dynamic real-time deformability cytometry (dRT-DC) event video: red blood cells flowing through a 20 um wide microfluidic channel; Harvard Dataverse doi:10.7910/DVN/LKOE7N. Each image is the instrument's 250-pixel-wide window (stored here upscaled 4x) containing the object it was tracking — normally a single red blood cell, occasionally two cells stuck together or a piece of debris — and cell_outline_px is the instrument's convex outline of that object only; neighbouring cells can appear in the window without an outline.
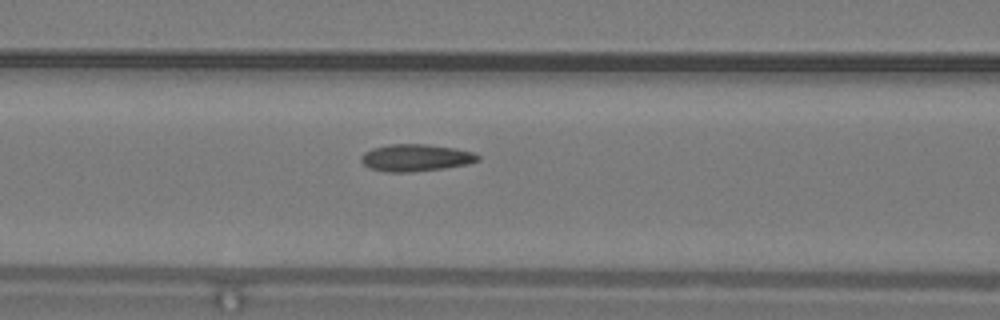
{"species": "common noctule bat (a hibernating species)", "species_latin": "Nyctalus noctula", "temperature_condition": "warm", "stored_images_in_passage": 15, "camera_frame_rate_fps": 3000, "um_per_image_px": 0.085, "animal": {"sex": "male", "body_mass_g": 19.2, "forearm_length_mm": 51.8}, "frame": {"image": 1, "passage_image": 5, "time_ms": 1.333, "image_size_px": [1000, 320], "cell_outline_px": [[480, 160], [468, 164], [444, 168], [412, 172], [384, 172], [368, 168], [360, 160], [360, 156], [364, 152], [372, 148], [388, 144], [428, 144], [456, 148], [476, 152], [480, 156]], "centroid_in_image_um": [35.34, 13.4], "position_along_channel_um": 131.3, "area_um2": 18.79}}
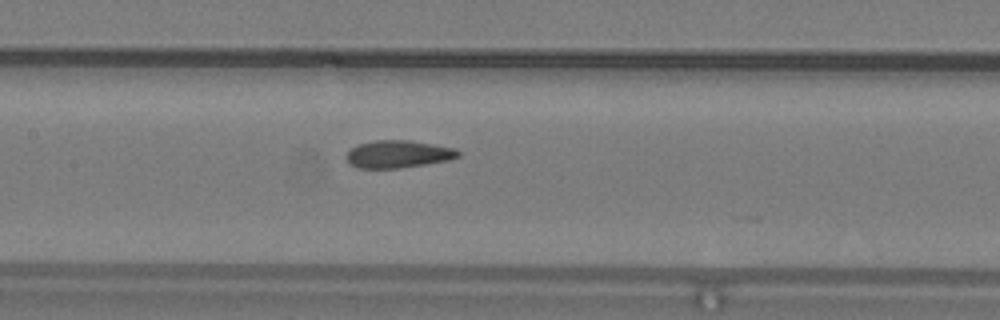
{"frame": {"image": 2, "passage_image": 8, "time_ms": 2.333, "image_size_px": [1000, 320], "cell_outline_px": [[460, 156], [448, 160], [400, 168], [356, 168], [348, 164], [348, 152], [352, 148], [360, 144], [376, 140], [408, 140], [452, 148], [460, 152]], "centroid_in_image_um": [33.82, 13.11], "position_along_channel_um": 173.6, "area_um2": 17.57}}